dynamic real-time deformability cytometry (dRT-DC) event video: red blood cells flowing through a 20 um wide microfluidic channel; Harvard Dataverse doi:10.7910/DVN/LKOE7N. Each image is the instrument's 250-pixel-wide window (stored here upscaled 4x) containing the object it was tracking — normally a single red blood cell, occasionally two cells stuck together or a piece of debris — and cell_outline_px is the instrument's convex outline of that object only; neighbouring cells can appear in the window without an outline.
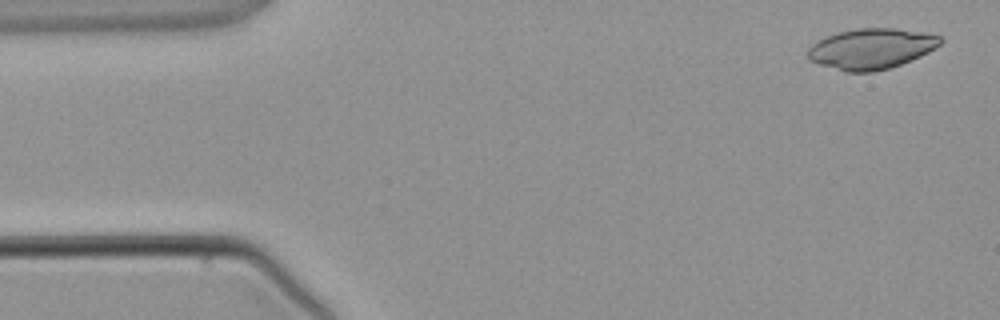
{"species": "common noctule bat (a hibernating species)", "species_latin": "Nyctalus noctula", "temperature_condition": "warm", "stored_images_in_passage": 3, "camera_frame_rate_fps": 3000, "um_per_image_px": 0.085, "animal": {"sex": "male", "body_mass_g": 21.5, "forearm_length_mm": 52.0}, "frame": {"image": 1, "passage_image": 1, "time_ms": 0.0, "image_size_px": [1000, 320], "cell_outline_px": [[944, 40], [940, 44], [928, 52], [920, 56], [900, 64], [888, 68], [872, 72], [844, 72], [808, 60], [808, 48], [812, 44], [828, 36], [840, 32], [856, 28], [896, 28], [924, 32], [940, 36]], "centroid_in_image_um": [74.06, 4.14], "position_along_channel_um": 10.9, "area_um2": 31.15}}